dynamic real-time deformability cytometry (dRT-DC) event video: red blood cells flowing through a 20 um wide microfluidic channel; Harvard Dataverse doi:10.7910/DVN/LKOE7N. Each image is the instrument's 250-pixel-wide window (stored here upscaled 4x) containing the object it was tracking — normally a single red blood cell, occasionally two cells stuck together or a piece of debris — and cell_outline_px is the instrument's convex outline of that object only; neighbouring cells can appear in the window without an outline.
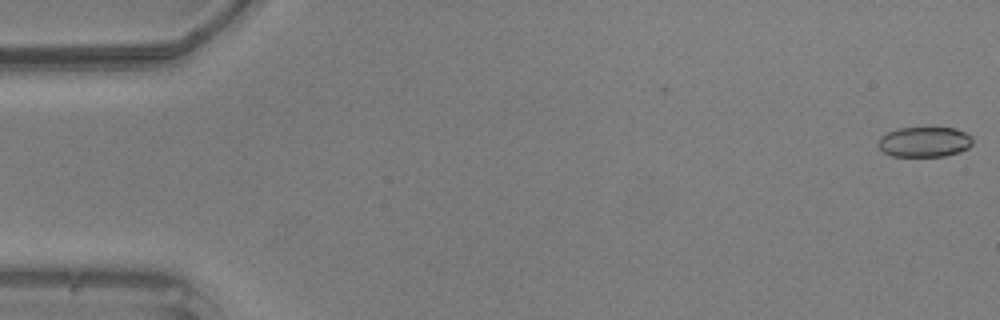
{"species": "common noctule bat (a hibernating species)", "species_latin": "Nyctalus noctula", "temperature_condition": "warm", "stored_images_in_passage": 11, "segment_of_instrument_passage": [1, 2], "camera_frame_rate_fps": 3000, "um_per_image_px": 0.085, "animal": {"sex": "male", "body_mass_g": 20.5, "forearm_length_mm": 52.5}, "frame": {"image": 1, "passage_image": 1, "time_ms": 0.0, "image_size_px": [1000, 320], "cell_outline_px": [[972, 144], [968, 148], [960, 152], [944, 156], [892, 156], [884, 152], [876, 144], [880, 136], [896, 128], [956, 128], [972, 136]], "centroid_in_image_um": [78.56, 12.06], "position_along_channel_um": 6.4, "area_um2": 16.7}}